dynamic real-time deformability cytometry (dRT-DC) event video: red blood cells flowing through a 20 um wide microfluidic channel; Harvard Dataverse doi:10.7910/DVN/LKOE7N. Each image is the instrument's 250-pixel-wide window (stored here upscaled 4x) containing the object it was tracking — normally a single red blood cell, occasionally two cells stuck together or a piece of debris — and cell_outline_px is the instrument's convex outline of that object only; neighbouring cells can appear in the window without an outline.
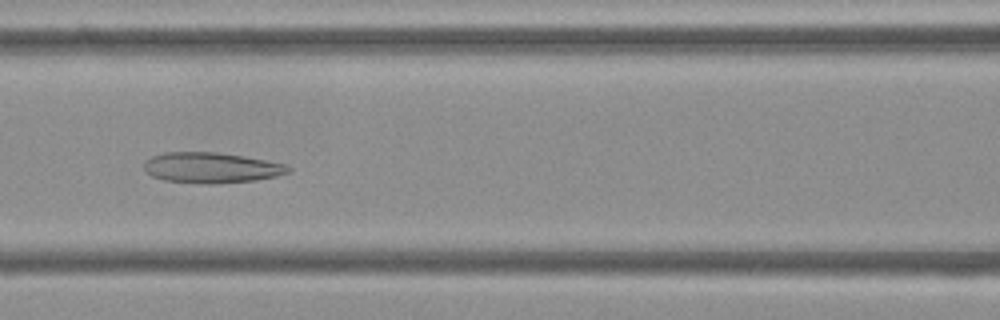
{"species": "Egyptian fruit bat (a non-hibernating species)", "species_latin": "Rousettus aegyptiacus", "temperature_condition": "cold", "stored_images_in_passage": 53, "camera_frame_rate_fps": 3000, "um_per_image_px": 0.085, "frame": {"image": 1, "passage_image": 22, "time_ms": 7.0, "image_size_px": [1000, 320], "cell_outline_px": [[292, 168], [288, 172], [276, 176], [256, 180], [216, 184], [200, 184], [164, 180], [152, 176], [144, 168], [144, 160], [152, 156], [164, 152], [216, 152], [244, 156], [284, 164]], "centroid_in_image_um": [17.93, 14.26], "position_along_channel_um": 148.7, "area_um2": 25.72}}
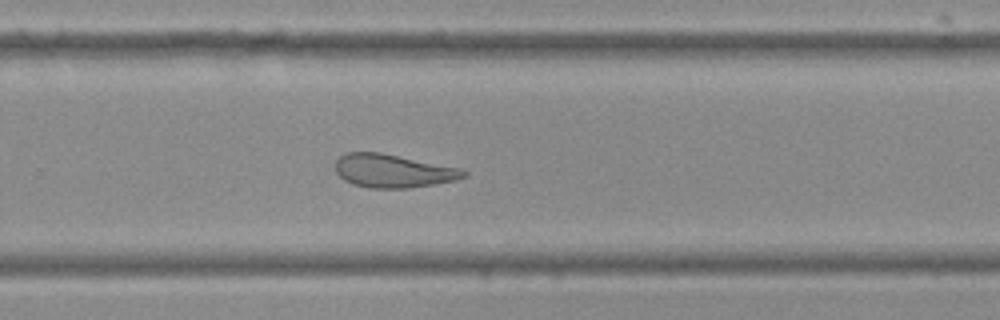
{"frame": {"image": 2, "passage_image": 34, "time_ms": 11.0, "image_size_px": [1000, 320], "cell_outline_px": [[468, 172], [464, 176], [456, 180], [408, 188], [368, 188], [352, 184], [344, 180], [336, 172], [336, 160], [340, 156], [348, 152], [380, 152], [460, 168]], "centroid_in_image_um": [33.38, 14.53], "position_along_channel_um": 296.4, "area_um2": 24.74}}
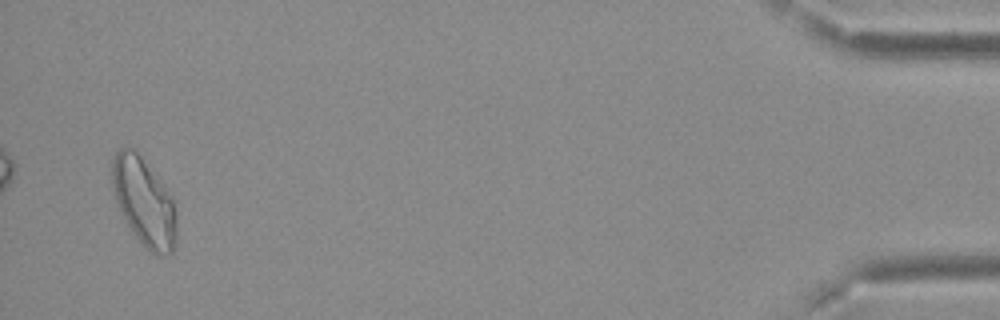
{"frame": {"image": 3, "passage_image": 51, "time_ms": 16.667, "image_size_px": [1000, 320], "cell_outline_px": [[176, 240], [172, 252], [168, 256], [160, 256], [148, 252], [144, 248], [132, 232], [112, 192], [112, 160], [116, 152], [120, 148], [136, 148], [164, 184], [172, 196], [176, 212]], "centroid_in_image_um": [12.26, 17.16], "position_along_channel_um": 422.9, "area_um2": 33.52}, "authors_computed_cell_mechanics": {"area_um2": 28.4376, "velocity_mm_per_s": 3.7029, "shape_relaxation_time_tau1_ms": null, "shape_relaxation_time_tau2_ms": 3.703, "deformation_change_tau1": null, "deformation_change_tau2": 0.1372}}